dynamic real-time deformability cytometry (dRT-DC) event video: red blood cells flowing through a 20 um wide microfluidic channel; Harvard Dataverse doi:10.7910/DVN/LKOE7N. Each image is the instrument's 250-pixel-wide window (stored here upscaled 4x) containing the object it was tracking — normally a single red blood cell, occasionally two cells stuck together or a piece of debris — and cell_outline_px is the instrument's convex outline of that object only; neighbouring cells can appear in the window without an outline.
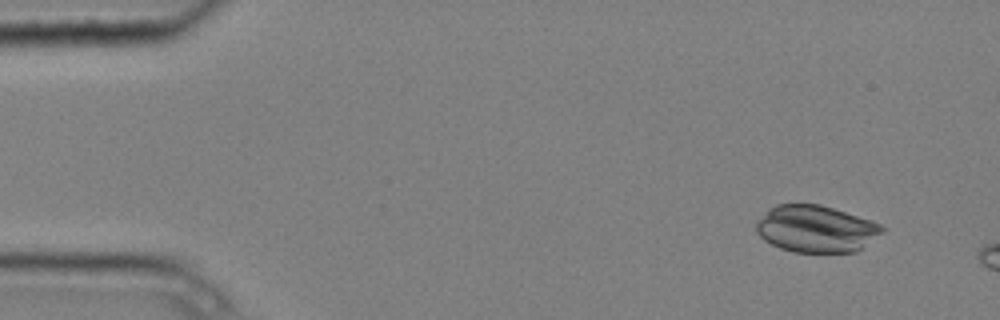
{"species": "common noctule bat (a hibernating species)", "species_latin": "Nyctalus noctula", "temperature_condition": "cold", "stored_images_in_passage": 9, "segment_of_instrument_passage": [1, 2], "camera_frame_rate_fps": 3000, "um_per_image_px": 0.085, "animal": {"sex": "male", "body_mass_g": 20.4}, "frame": {"image": 1, "passage_image": 2, "time_ms": 0.333, "image_size_px": [1000, 320], "cell_outline_px": [[884, 232], [856, 252], [792, 252], [780, 248], [764, 240], [756, 232], [756, 220], [776, 204], [820, 204], [872, 220], [880, 224], [884, 228]], "centroid_in_image_um": [69.36, 19.45], "position_along_channel_um": 15.6, "area_um2": 34.51}}